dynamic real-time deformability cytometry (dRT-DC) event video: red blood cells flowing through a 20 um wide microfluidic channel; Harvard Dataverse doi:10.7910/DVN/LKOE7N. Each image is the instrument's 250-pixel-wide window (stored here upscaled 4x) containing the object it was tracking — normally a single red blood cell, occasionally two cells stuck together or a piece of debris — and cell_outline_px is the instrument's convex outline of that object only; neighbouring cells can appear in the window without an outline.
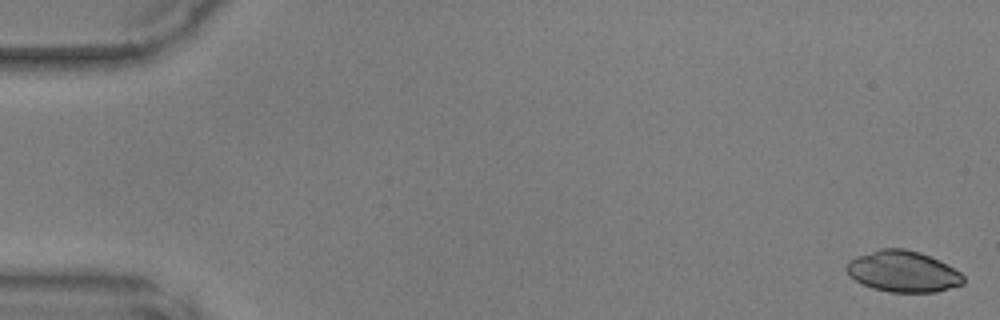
{"species": "common noctule bat (a hibernating species)", "species_latin": "Nyctalus noctula", "temperature_condition": "warm", "stored_images_in_passage": 48, "camera_frame_rate_fps": 3000, "um_per_image_px": 0.085, "animal": {"sex": "male", "body_mass_g": 17.9, "forearm_length_mm": 54.2}, "frame": {"image": 1, "passage_image": 1, "time_ms": 0.0, "image_size_px": [1000, 320], "cell_outline_px": [[964, 284], [936, 292], [888, 292], [872, 288], [856, 280], [844, 268], [848, 260], [856, 256], [880, 248], [904, 248], [920, 252], [940, 260], [960, 272], [964, 276]], "centroid_in_image_um": [76.76, 23.06], "position_along_channel_um": 8.2, "area_um2": 28.15}}
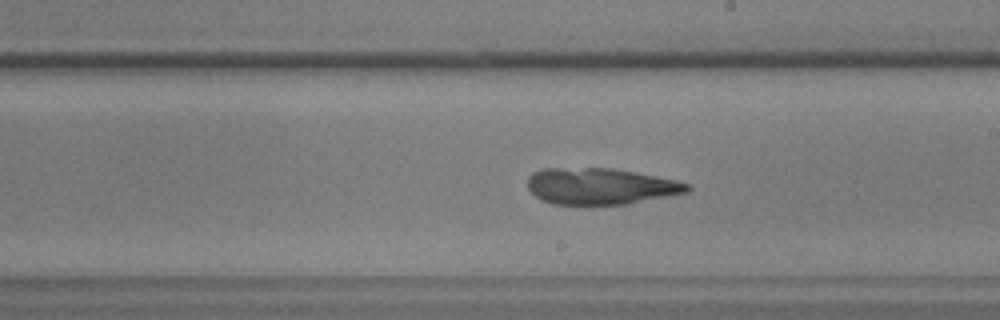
{"frame": {"image": 2, "passage_image": 28, "time_ms": 9.0, "image_size_px": [1000, 320], "cell_outline_px": [[692, 188], [688, 192], [628, 204], [552, 204], [540, 200], [528, 188], [528, 176], [532, 172], [540, 168], [612, 168], [636, 172], [676, 180], [692, 184]], "centroid_in_image_um": [51.04, 15.82], "position_along_channel_um": 238.0, "area_um2": 34.04}}
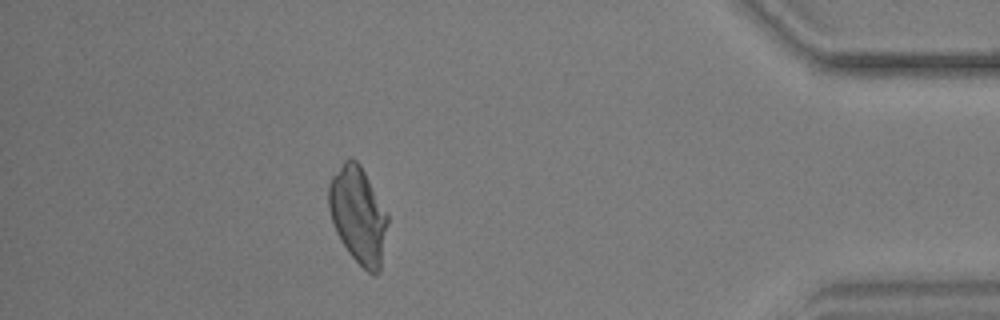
{"frame": {"image": 3, "passage_image": 43, "time_ms": 14.0, "image_size_px": [1000, 320], "cell_outline_px": [[388, 224], [380, 272], [376, 276], [372, 276], [348, 252], [340, 240], [332, 224], [328, 208], [328, 184], [332, 176], [344, 160], [348, 156], [352, 156], [360, 164], [388, 216]], "centroid_in_image_um": [30.42, 18.29], "position_along_channel_um": 404.8, "area_um2": 33.35}}